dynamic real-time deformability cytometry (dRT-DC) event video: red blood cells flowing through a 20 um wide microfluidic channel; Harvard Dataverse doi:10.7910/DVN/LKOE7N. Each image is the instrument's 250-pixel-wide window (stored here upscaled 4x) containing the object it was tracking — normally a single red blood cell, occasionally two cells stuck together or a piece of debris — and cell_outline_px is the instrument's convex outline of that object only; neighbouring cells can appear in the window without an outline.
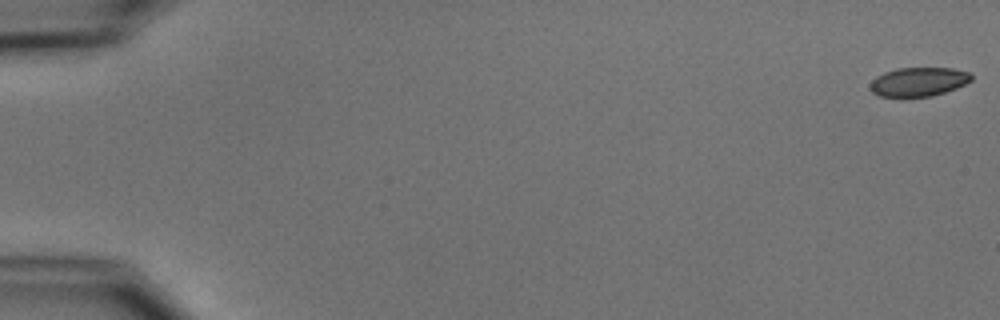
{"species": "common noctule bat (a hibernating species)", "species_latin": "Nyctalus noctula", "temperature_condition": "cold", "stored_images_in_passage": 54, "camera_frame_rate_fps": 3000, "um_per_image_px": 0.085, "animal": {"sex": "male", "body_mass_g": 15.6}, "frame": {"image": 1, "passage_image": 1, "time_ms": 0.0, "image_size_px": [1000, 320], "cell_outline_px": [[972, 80], [956, 88], [932, 96], [904, 100], [900, 100], [880, 96], [872, 92], [868, 88], [868, 84], [876, 76], [884, 72], [896, 68], [952, 68], [972, 72]], "centroid_in_image_um": [78.01, 7.0], "position_along_channel_um": 7.0, "area_um2": 17.98}}
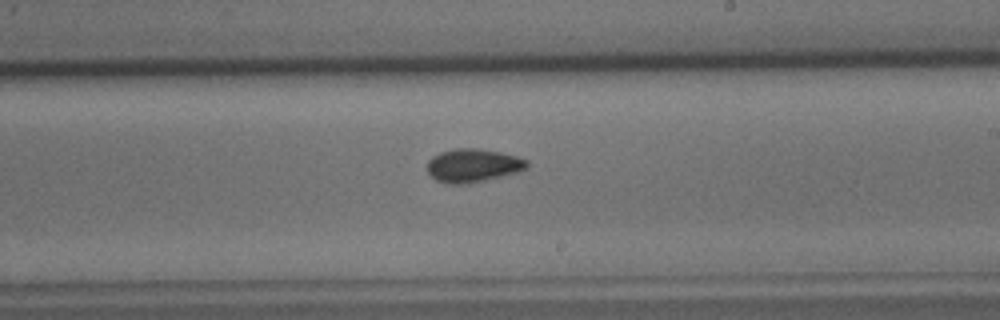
{"frame": {"image": 2, "passage_image": 33, "time_ms": 10.667, "image_size_px": [1000, 320], "cell_outline_px": [[528, 168], [520, 172], [468, 184], [448, 184], [436, 180], [428, 172], [428, 160], [432, 156], [440, 152], [456, 148], [476, 148], [500, 152], [516, 156], [528, 160]], "centroid_in_image_um": [40.22, 14.07], "position_along_channel_um": 248.8, "area_um2": 19.54}}
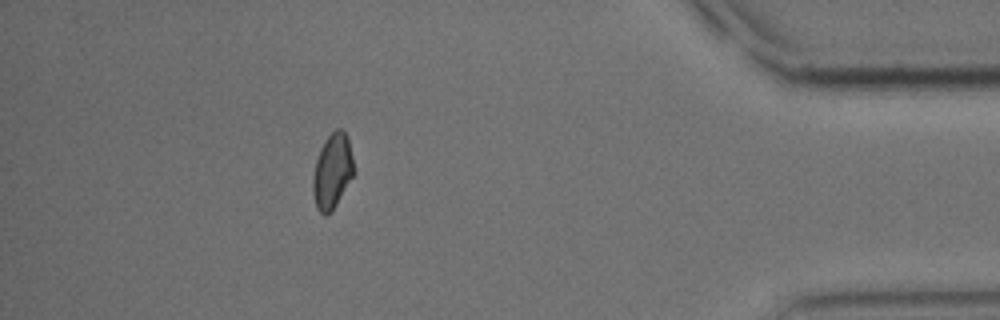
{"frame": {"image": 3, "passage_image": 49, "time_ms": 16.0, "image_size_px": [1000, 320], "cell_outline_px": [[356, 172], [332, 212], [324, 216], [316, 208], [312, 192], [312, 180], [316, 160], [320, 148], [324, 140], [336, 128], [340, 128], [348, 136]], "centroid_in_image_um": [28.26, 14.57], "position_along_channel_um": 406.9, "area_um2": 18.32}, "authors_computed_cell_mechanics": {"area_um2": 18.3515, "velocity_mm_per_s": 3.7555, "shape_relaxation_time_tau1_ms": 7.9396, "shape_relaxation_time_tau2_ms": 4.2411, "deformation_change_tau1": 0.1154, "deformation_change_tau2": 0.0634}}